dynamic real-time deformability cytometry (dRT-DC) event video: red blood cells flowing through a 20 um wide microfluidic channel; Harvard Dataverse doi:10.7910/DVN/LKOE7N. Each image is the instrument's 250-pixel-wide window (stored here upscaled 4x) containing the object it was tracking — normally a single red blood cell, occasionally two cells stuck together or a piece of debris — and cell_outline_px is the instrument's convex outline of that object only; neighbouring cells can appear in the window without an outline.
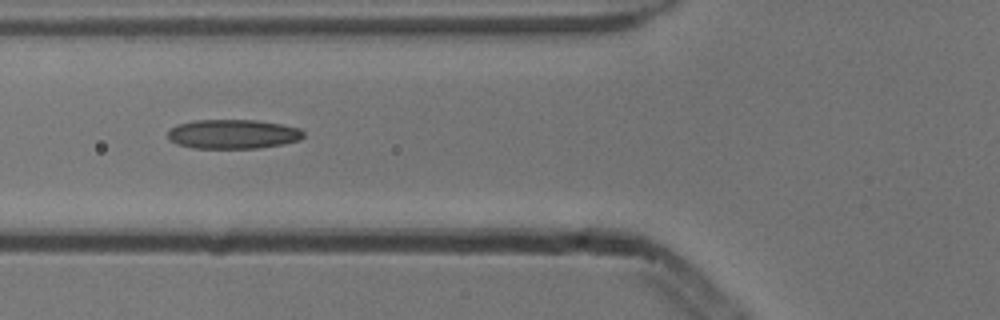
{"species": "common noctule bat (a hibernating species)", "species_latin": "Nyctalus noctula", "temperature_condition": "cold", "stored_images_in_passage": 5, "camera_frame_rate_fps": 3000, "um_per_image_px": 0.085, "animal": {"sex": "male", "body_mass_g": 13.3}, "frame": {"image": 1, "passage_image": 3, "time_ms": 0.667, "image_size_px": [1000, 320], "cell_outline_px": [[304, 136], [300, 140], [284, 144], [256, 148], [192, 148], [176, 144], [168, 136], [168, 132], [176, 124], [192, 120], [256, 120], [280, 124], [300, 128], [304, 132]], "centroid_in_image_um": [19.81, 11.39], "position_along_channel_um": 106.0, "area_um2": 23.24}}
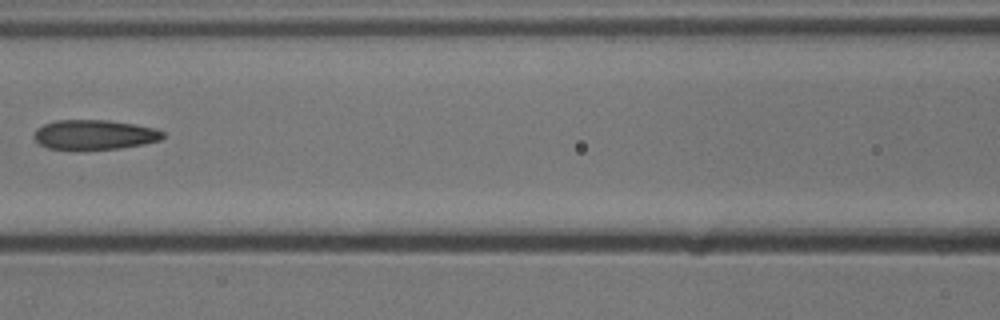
{"frame": {"image": 2, "passage_image": 4, "time_ms": 1.0, "image_size_px": [1000, 320], "cell_outline_px": [[164, 136], [160, 140], [144, 144], [120, 148], [48, 148], [40, 144], [32, 136], [36, 128], [44, 124], [56, 120], [108, 120], [156, 128], [164, 132]], "centroid_in_image_um": [8.03, 11.43], "position_along_channel_um": 158.6, "area_um2": 21.96}}
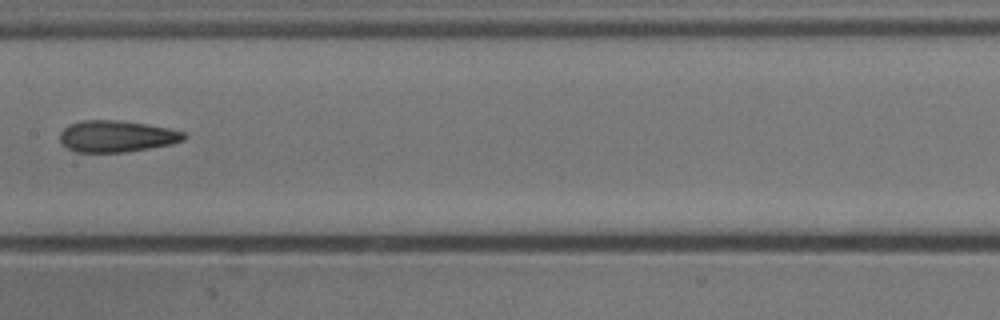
{"frame": {"image": 3, "passage_image": 5, "time_ms": 1.333, "image_size_px": [1000, 320], "cell_outline_px": [[184, 140], [172, 144], [124, 152], [76, 152], [68, 148], [60, 140], [60, 132], [68, 124], [80, 120], [120, 120], [168, 128], [184, 132]], "centroid_in_image_um": [9.88, 11.58], "position_along_channel_um": 197.5, "area_um2": 22.66}}